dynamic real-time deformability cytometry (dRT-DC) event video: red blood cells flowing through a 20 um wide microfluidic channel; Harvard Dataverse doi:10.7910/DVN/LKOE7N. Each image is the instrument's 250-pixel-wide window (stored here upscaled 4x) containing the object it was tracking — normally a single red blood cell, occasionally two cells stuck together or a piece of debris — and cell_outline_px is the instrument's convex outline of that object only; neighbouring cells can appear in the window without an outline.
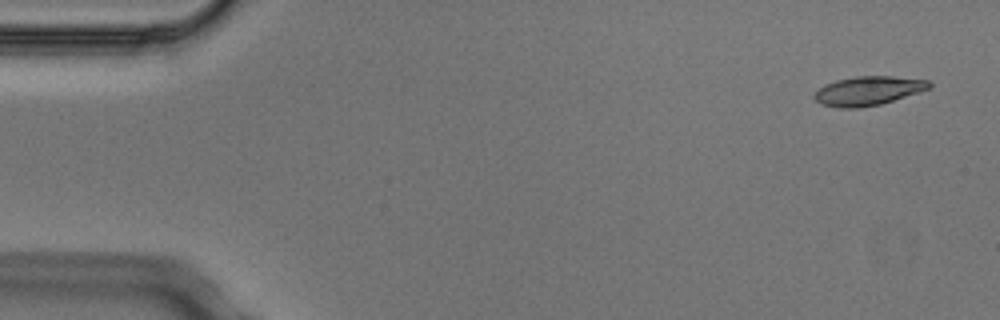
{"species": "Egyptian fruit bat (a non-hibernating species)", "species_latin": "Rousettus aegyptiacus", "temperature_condition": "cold", "stored_images_in_passage": 3, "camera_frame_rate_fps": 3000, "um_per_image_px": 0.085, "animal": {"sex": "male"}, "frame": {"image": 1, "passage_image": 1, "time_ms": 0.0, "image_size_px": [1000, 320], "cell_outline_px": [[932, 88], [880, 104], [860, 108], [840, 108], [820, 104], [812, 96], [824, 84], [836, 80], [856, 76], [892, 76], [928, 80], [932, 84]], "centroid_in_image_um": [73.79, 7.72], "position_along_channel_um": 11.2, "area_um2": 19.48}}